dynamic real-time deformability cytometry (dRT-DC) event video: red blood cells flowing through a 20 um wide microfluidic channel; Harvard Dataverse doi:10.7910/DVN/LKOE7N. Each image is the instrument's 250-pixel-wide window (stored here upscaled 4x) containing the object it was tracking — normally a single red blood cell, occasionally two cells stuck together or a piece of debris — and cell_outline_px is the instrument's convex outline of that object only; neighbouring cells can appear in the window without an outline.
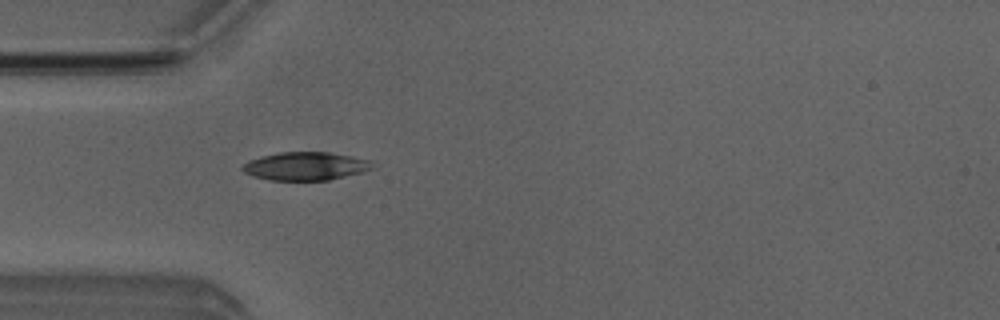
{"species": "Egyptian fruit bat (a non-hibernating species)", "species_latin": "Rousettus aegyptiacus", "temperature_condition": "room temperature", "stored_images_in_passage": 4, "camera_frame_rate_fps": 3000, "um_per_image_px": 0.085, "animal": {"sex": "male"}, "frame": {"image": 1, "passage_image": 4, "time_ms": 4.333, "image_size_px": [1000, 320], "cell_outline_px": [[372, 168], [364, 172], [328, 180], [268, 180], [252, 176], [244, 172], [240, 168], [248, 160], [280, 152], [328, 152], [372, 160]], "centroid_in_image_um": [25.96, 14.13], "position_along_channel_um": 59.0, "area_um2": 21.33}}